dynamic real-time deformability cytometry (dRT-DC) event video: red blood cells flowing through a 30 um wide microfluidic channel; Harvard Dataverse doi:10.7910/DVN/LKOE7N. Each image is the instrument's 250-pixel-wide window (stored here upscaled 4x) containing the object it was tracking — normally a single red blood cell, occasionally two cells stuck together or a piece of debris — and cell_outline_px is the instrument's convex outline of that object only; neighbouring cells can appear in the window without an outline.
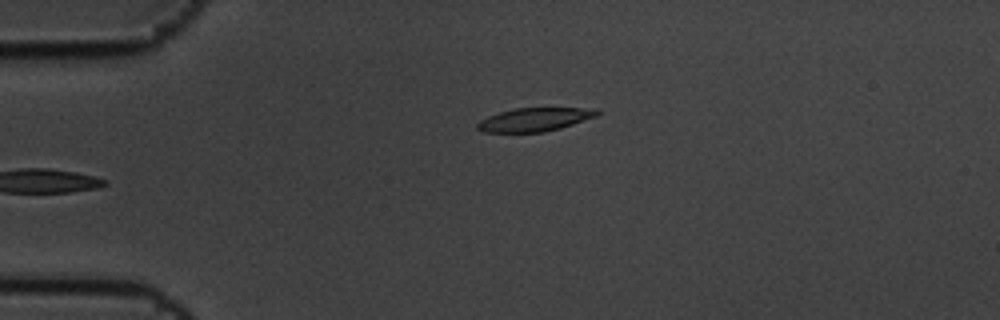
{"species": "common noctule bat (a hibernating species)", "species_latin": "Nyctalus noctula", "temperature_condition": "cold", "stored_images_in_passage": 5, "camera_frame_rate_fps": 3000, "um_per_image_px": 0.085, "animal": {"sex": "male", "body_mass_g": 19.5, "forearm_length_mm": 54.6}, "frame": {"image": 1, "passage_image": 5, "time_ms": 1.333, "image_size_px": [1000, 320], "cell_outline_px": [[600, 112], [596, 116], [560, 128], [544, 132], [484, 132], [476, 128], [476, 124], [480, 120], [488, 116], [512, 108], [596, 108]], "centroid_in_image_um": [45.42, 10.15], "position_along_channel_um": 39.6, "area_um2": 16.3}}